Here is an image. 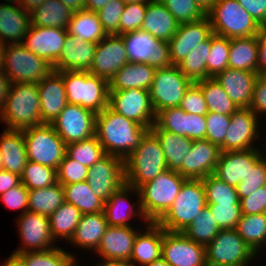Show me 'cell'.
Segmentation results:
<instances>
[{"label":"cell","instance_id":"1","mask_svg":"<svg viewBox=\"0 0 266 266\" xmlns=\"http://www.w3.org/2000/svg\"><path fill=\"white\" fill-rule=\"evenodd\" d=\"M150 129L124 116L109 107L96 114L95 135L105 154L125 160L141 143Z\"/></svg>","mask_w":266,"mask_h":266},{"label":"cell","instance_id":"2","mask_svg":"<svg viewBox=\"0 0 266 266\" xmlns=\"http://www.w3.org/2000/svg\"><path fill=\"white\" fill-rule=\"evenodd\" d=\"M0 123L7 130H18L42 124L37 84L12 83L0 111Z\"/></svg>","mask_w":266,"mask_h":266},{"label":"cell","instance_id":"3","mask_svg":"<svg viewBox=\"0 0 266 266\" xmlns=\"http://www.w3.org/2000/svg\"><path fill=\"white\" fill-rule=\"evenodd\" d=\"M167 169L160 141L149 130L140 145L125 159V182L138 189Z\"/></svg>","mask_w":266,"mask_h":266},{"label":"cell","instance_id":"4","mask_svg":"<svg viewBox=\"0 0 266 266\" xmlns=\"http://www.w3.org/2000/svg\"><path fill=\"white\" fill-rule=\"evenodd\" d=\"M68 104L80 105L95 114L108 107L109 84L89 71H63Z\"/></svg>","mask_w":266,"mask_h":266},{"label":"cell","instance_id":"5","mask_svg":"<svg viewBox=\"0 0 266 266\" xmlns=\"http://www.w3.org/2000/svg\"><path fill=\"white\" fill-rule=\"evenodd\" d=\"M206 15L212 33L228 39L259 35L264 30L237 0H217Z\"/></svg>","mask_w":266,"mask_h":266},{"label":"cell","instance_id":"6","mask_svg":"<svg viewBox=\"0 0 266 266\" xmlns=\"http://www.w3.org/2000/svg\"><path fill=\"white\" fill-rule=\"evenodd\" d=\"M186 180L177 171L167 169L138 188L142 210L149 222L156 223L167 212Z\"/></svg>","mask_w":266,"mask_h":266},{"label":"cell","instance_id":"7","mask_svg":"<svg viewBox=\"0 0 266 266\" xmlns=\"http://www.w3.org/2000/svg\"><path fill=\"white\" fill-rule=\"evenodd\" d=\"M206 205L202 180L187 179L173 204L156 223L165 231L183 232Z\"/></svg>","mask_w":266,"mask_h":266},{"label":"cell","instance_id":"8","mask_svg":"<svg viewBox=\"0 0 266 266\" xmlns=\"http://www.w3.org/2000/svg\"><path fill=\"white\" fill-rule=\"evenodd\" d=\"M205 254L207 266H253L251 264L254 261L262 258L244 242L235 229H221L205 247Z\"/></svg>","mask_w":266,"mask_h":266},{"label":"cell","instance_id":"9","mask_svg":"<svg viewBox=\"0 0 266 266\" xmlns=\"http://www.w3.org/2000/svg\"><path fill=\"white\" fill-rule=\"evenodd\" d=\"M29 161L57 170L66 154V143L51 124H41L22 130Z\"/></svg>","mask_w":266,"mask_h":266},{"label":"cell","instance_id":"10","mask_svg":"<svg viewBox=\"0 0 266 266\" xmlns=\"http://www.w3.org/2000/svg\"><path fill=\"white\" fill-rule=\"evenodd\" d=\"M3 71L12 83L38 84L53 68L45 59L27 50L22 43H17L6 45Z\"/></svg>","mask_w":266,"mask_h":266},{"label":"cell","instance_id":"11","mask_svg":"<svg viewBox=\"0 0 266 266\" xmlns=\"http://www.w3.org/2000/svg\"><path fill=\"white\" fill-rule=\"evenodd\" d=\"M193 81L185 76L178 66L156 68L149 89L150 101L155 114L159 111L179 107L181 100Z\"/></svg>","mask_w":266,"mask_h":266},{"label":"cell","instance_id":"12","mask_svg":"<svg viewBox=\"0 0 266 266\" xmlns=\"http://www.w3.org/2000/svg\"><path fill=\"white\" fill-rule=\"evenodd\" d=\"M121 36L125 42L129 62L147 63L155 68L172 66L168 41L157 39L141 29Z\"/></svg>","mask_w":266,"mask_h":266},{"label":"cell","instance_id":"13","mask_svg":"<svg viewBox=\"0 0 266 266\" xmlns=\"http://www.w3.org/2000/svg\"><path fill=\"white\" fill-rule=\"evenodd\" d=\"M262 123L250 108H238L231 115L225 140L219 146L221 152L261 148L258 143H262Z\"/></svg>","mask_w":266,"mask_h":266},{"label":"cell","instance_id":"14","mask_svg":"<svg viewBox=\"0 0 266 266\" xmlns=\"http://www.w3.org/2000/svg\"><path fill=\"white\" fill-rule=\"evenodd\" d=\"M108 107L117 114L149 129L155 124L156 114L148 90L130 88L109 91Z\"/></svg>","mask_w":266,"mask_h":266},{"label":"cell","instance_id":"15","mask_svg":"<svg viewBox=\"0 0 266 266\" xmlns=\"http://www.w3.org/2000/svg\"><path fill=\"white\" fill-rule=\"evenodd\" d=\"M16 219L21 246L13 254L48 251L58 246L51 235L48 216L26 211Z\"/></svg>","mask_w":266,"mask_h":266},{"label":"cell","instance_id":"16","mask_svg":"<svg viewBox=\"0 0 266 266\" xmlns=\"http://www.w3.org/2000/svg\"><path fill=\"white\" fill-rule=\"evenodd\" d=\"M86 181L93 193L105 203L126 183L125 160L105 154L89 168Z\"/></svg>","mask_w":266,"mask_h":266},{"label":"cell","instance_id":"17","mask_svg":"<svg viewBox=\"0 0 266 266\" xmlns=\"http://www.w3.org/2000/svg\"><path fill=\"white\" fill-rule=\"evenodd\" d=\"M51 125L68 145L95 135L96 114L80 105L67 104Z\"/></svg>","mask_w":266,"mask_h":266},{"label":"cell","instance_id":"18","mask_svg":"<svg viewBox=\"0 0 266 266\" xmlns=\"http://www.w3.org/2000/svg\"><path fill=\"white\" fill-rule=\"evenodd\" d=\"M132 196L136 199L135 201ZM104 214L108 226L132 227L131 221L136 217L142 221L143 225L150 223L143 213L138 189L126 183L104 203Z\"/></svg>","mask_w":266,"mask_h":266},{"label":"cell","instance_id":"19","mask_svg":"<svg viewBox=\"0 0 266 266\" xmlns=\"http://www.w3.org/2000/svg\"><path fill=\"white\" fill-rule=\"evenodd\" d=\"M161 257L170 266H207L205 246L189 239L182 232L163 229Z\"/></svg>","mask_w":266,"mask_h":266},{"label":"cell","instance_id":"20","mask_svg":"<svg viewBox=\"0 0 266 266\" xmlns=\"http://www.w3.org/2000/svg\"><path fill=\"white\" fill-rule=\"evenodd\" d=\"M125 42L121 35H107L97 43L90 73L108 82L128 63Z\"/></svg>","mask_w":266,"mask_h":266},{"label":"cell","instance_id":"21","mask_svg":"<svg viewBox=\"0 0 266 266\" xmlns=\"http://www.w3.org/2000/svg\"><path fill=\"white\" fill-rule=\"evenodd\" d=\"M155 124L161 129L191 140L206 139V117L190 114L180 107H170L156 114Z\"/></svg>","mask_w":266,"mask_h":266},{"label":"cell","instance_id":"22","mask_svg":"<svg viewBox=\"0 0 266 266\" xmlns=\"http://www.w3.org/2000/svg\"><path fill=\"white\" fill-rule=\"evenodd\" d=\"M220 153V147L207 139L193 140L191 150L177 172L185 179L202 180L214 174Z\"/></svg>","mask_w":266,"mask_h":266},{"label":"cell","instance_id":"23","mask_svg":"<svg viewBox=\"0 0 266 266\" xmlns=\"http://www.w3.org/2000/svg\"><path fill=\"white\" fill-rule=\"evenodd\" d=\"M211 34V23L207 15L194 22L179 24L176 33L168 41L172 65L177 66Z\"/></svg>","mask_w":266,"mask_h":266},{"label":"cell","instance_id":"24","mask_svg":"<svg viewBox=\"0 0 266 266\" xmlns=\"http://www.w3.org/2000/svg\"><path fill=\"white\" fill-rule=\"evenodd\" d=\"M67 34L62 28L30 25L22 44L53 66L61 55Z\"/></svg>","mask_w":266,"mask_h":266},{"label":"cell","instance_id":"25","mask_svg":"<svg viewBox=\"0 0 266 266\" xmlns=\"http://www.w3.org/2000/svg\"><path fill=\"white\" fill-rule=\"evenodd\" d=\"M262 155L261 148L221 152L214 175L236 187Z\"/></svg>","mask_w":266,"mask_h":266},{"label":"cell","instance_id":"26","mask_svg":"<svg viewBox=\"0 0 266 266\" xmlns=\"http://www.w3.org/2000/svg\"><path fill=\"white\" fill-rule=\"evenodd\" d=\"M37 86L42 124H52L68 104L63 72L51 71Z\"/></svg>","mask_w":266,"mask_h":266},{"label":"cell","instance_id":"27","mask_svg":"<svg viewBox=\"0 0 266 266\" xmlns=\"http://www.w3.org/2000/svg\"><path fill=\"white\" fill-rule=\"evenodd\" d=\"M146 225L132 227L108 226L101 242L94 252L99 259L130 260L134 239L137 233ZM140 227V228H139Z\"/></svg>","mask_w":266,"mask_h":266},{"label":"cell","instance_id":"28","mask_svg":"<svg viewBox=\"0 0 266 266\" xmlns=\"http://www.w3.org/2000/svg\"><path fill=\"white\" fill-rule=\"evenodd\" d=\"M97 43L82 41L67 34L59 59L52 66L53 70L90 71Z\"/></svg>","mask_w":266,"mask_h":266},{"label":"cell","instance_id":"29","mask_svg":"<svg viewBox=\"0 0 266 266\" xmlns=\"http://www.w3.org/2000/svg\"><path fill=\"white\" fill-rule=\"evenodd\" d=\"M258 73L226 68L214 77L238 108H249Z\"/></svg>","mask_w":266,"mask_h":266},{"label":"cell","instance_id":"30","mask_svg":"<svg viewBox=\"0 0 266 266\" xmlns=\"http://www.w3.org/2000/svg\"><path fill=\"white\" fill-rule=\"evenodd\" d=\"M30 25L31 12L18 3L0 2V41L3 44L22 43Z\"/></svg>","mask_w":266,"mask_h":266},{"label":"cell","instance_id":"31","mask_svg":"<svg viewBox=\"0 0 266 266\" xmlns=\"http://www.w3.org/2000/svg\"><path fill=\"white\" fill-rule=\"evenodd\" d=\"M163 228L150 222L141 229L133 243L130 262L134 266H145L161 258Z\"/></svg>","mask_w":266,"mask_h":266},{"label":"cell","instance_id":"32","mask_svg":"<svg viewBox=\"0 0 266 266\" xmlns=\"http://www.w3.org/2000/svg\"><path fill=\"white\" fill-rule=\"evenodd\" d=\"M108 227V222L103 212L94 214H83L68 244L73 248H79L87 252L97 250L101 239ZM73 245V246H72Z\"/></svg>","mask_w":266,"mask_h":266},{"label":"cell","instance_id":"33","mask_svg":"<svg viewBox=\"0 0 266 266\" xmlns=\"http://www.w3.org/2000/svg\"><path fill=\"white\" fill-rule=\"evenodd\" d=\"M156 68L147 63L128 62L123 65L108 82L109 91L130 88L150 89Z\"/></svg>","mask_w":266,"mask_h":266},{"label":"cell","instance_id":"34","mask_svg":"<svg viewBox=\"0 0 266 266\" xmlns=\"http://www.w3.org/2000/svg\"><path fill=\"white\" fill-rule=\"evenodd\" d=\"M179 23L159 0L147 3L146 14L141 30L157 39L169 41L176 33Z\"/></svg>","mask_w":266,"mask_h":266},{"label":"cell","instance_id":"35","mask_svg":"<svg viewBox=\"0 0 266 266\" xmlns=\"http://www.w3.org/2000/svg\"><path fill=\"white\" fill-rule=\"evenodd\" d=\"M3 130L0 135L3 170L21 176L28 161L23 132Z\"/></svg>","mask_w":266,"mask_h":266},{"label":"cell","instance_id":"36","mask_svg":"<svg viewBox=\"0 0 266 266\" xmlns=\"http://www.w3.org/2000/svg\"><path fill=\"white\" fill-rule=\"evenodd\" d=\"M150 130L160 141L168 169L178 171L191 150L193 140L161 130L156 124Z\"/></svg>","mask_w":266,"mask_h":266},{"label":"cell","instance_id":"37","mask_svg":"<svg viewBox=\"0 0 266 266\" xmlns=\"http://www.w3.org/2000/svg\"><path fill=\"white\" fill-rule=\"evenodd\" d=\"M228 68L258 73V35L230 39Z\"/></svg>","mask_w":266,"mask_h":266},{"label":"cell","instance_id":"38","mask_svg":"<svg viewBox=\"0 0 266 266\" xmlns=\"http://www.w3.org/2000/svg\"><path fill=\"white\" fill-rule=\"evenodd\" d=\"M73 13L60 0H45L31 12V25L67 30Z\"/></svg>","mask_w":266,"mask_h":266},{"label":"cell","instance_id":"39","mask_svg":"<svg viewBox=\"0 0 266 266\" xmlns=\"http://www.w3.org/2000/svg\"><path fill=\"white\" fill-rule=\"evenodd\" d=\"M67 33L92 43H99L107 36L96 12L86 9L73 13L67 26Z\"/></svg>","mask_w":266,"mask_h":266},{"label":"cell","instance_id":"40","mask_svg":"<svg viewBox=\"0 0 266 266\" xmlns=\"http://www.w3.org/2000/svg\"><path fill=\"white\" fill-rule=\"evenodd\" d=\"M235 230L237 231L239 236L244 240V242L257 255H260L265 252L264 250H266V213L242 215L237 223Z\"/></svg>","mask_w":266,"mask_h":266},{"label":"cell","instance_id":"41","mask_svg":"<svg viewBox=\"0 0 266 266\" xmlns=\"http://www.w3.org/2000/svg\"><path fill=\"white\" fill-rule=\"evenodd\" d=\"M82 213L72 204L64 202L49 216L50 232L55 242L68 243L73 237ZM60 239V240H59Z\"/></svg>","mask_w":266,"mask_h":266},{"label":"cell","instance_id":"42","mask_svg":"<svg viewBox=\"0 0 266 266\" xmlns=\"http://www.w3.org/2000/svg\"><path fill=\"white\" fill-rule=\"evenodd\" d=\"M28 197V211L48 217L65 202L63 186L58 182L52 186L29 190Z\"/></svg>","mask_w":266,"mask_h":266},{"label":"cell","instance_id":"43","mask_svg":"<svg viewBox=\"0 0 266 266\" xmlns=\"http://www.w3.org/2000/svg\"><path fill=\"white\" fill-rule=\"evenodd\" d=\"M62 186L65 202L74 205L82 215L104 211V202L93 193L87 181Z\"/></svg>","mask_w":266,"mask_h":266},{"label":"cell","instance_id":"44","mask_svg":"<svg viewBox=\"0 0 266 266\" xmlns=\"http://www.w3.org/2000/svg\"><path fill=\"white\" fill-rule=\"evenodd\" d=\"M196 83L201 87L209 112L232 115L238 109L214 77Z\"/></svg>","mask_w":266,"mask_h":266},{"label":"cell","instance_id":"45","mask_svg":"<svg viewBox=\"0 0 266 266\" xmlns=\"http://www.w3.org/2000/svg\"><path fill=\"white\" fill-rule=\"evenodd\" d=\"M211 49V35L199 43L177 66L193 82L207 78V59Z\"/></svg>","mask_w":266,"mask_h":266},{"label":"cell","instance_id":"46","mask_svg":"<svg viewBox=\"0 0 266 266\" xmlns=\"http://www.w3.org/2000/svg\"><path fill=\"white\" fill-rule=\"evenodd\" d=\"M220 230L209 207L206 205L182 233L194 242L206 247Z\"/></svg>","mask_w":266,"mask_h":266},{"label":"cell","instance_id":"47","mask_svg":"<svg viewBox=\"0 0 266 266\" xmlns=\"http://www.w3.org/2000/svg\"><path fill=\"white\" fill-rule=\"evenodd\" d=\"M207 204H240L235 186L210 174L202 179Z\"/></svg>","mask_w":266,"mask_h":266},{"label":"cell","instance_id":"48","mask_svg":"<svg viewBox=\"0 0 266 266\" xmlns=\"http://www.w3.org/2000/svg\"><path fill=\"white\" fill-rule=\"evenodd\" d=\"M66 154L90 168L105 155V152L97 136L94 135L89 139L66 145Z\"/></svg>","mask_w":266,"mask_h":266},{"label":"cell","instance_id":"49","mask_svg":"<svg viewBox=\"0 0 266 266\" xmlns=\"http://www.w3.org/2000/svg\"><path fill=\"white\" fill-rule=\"evenodd\" d=\"M17 255L23 266H64L72 257L78 256L59 245L48 251L24 252Z\"/></svg>","mask_w":266,"mask_h":266},{"label":"cell","instance_id":"50","mask_svg":"<svg viewBox=\"0 0 266 266\" xmlns=\"http://www.w3.org/2000/svg\"><path fill=\"white\" fill-rule=\"evenodd\" d=\"M20 178L21 183L28 190L52 186L57 183L56 169L29 160Z\"/></svg>","mask_w":266,"mask_h":266},{"label":"cell","instance_id":"51","mask_svg":"<svg viewBox=\"0 0 266 266\" xmlns=\"http://www.w3.org/2000/svg\"><path fill=\"white\" fill-rule=\"evenodd\" d=\"M230 39L211 34V49L207 59V78L216 77L228 68Z\"/></svg>","mask_w":266,"mask_h":266},{"label":"cell","instance_id":"52","mask_svg":"<svg viewBox=\"0 0 266 266\" xmlns=\"http://www.w3.org/2000/svg\"><path fill=\"white\" fill-rule=\"evenodd\" d=\"M266 185V156L262 155L255 164L249 168L244 180L236 185L239 199L250 196L260 187Z\"/></svg>","mask_w":266,"mask_h":266},{"label":"cell","instance_id":"53","mask_svg":"<svg viewBox=\"0 0 266 266\" xmlns=\"http://www.w3.org/2000/svg\"><path fill=\"white\" fill-rule=\"evenodd\" d=\"M179 24L194 22L206 16L195 0H159Z\"/></svg>","mask_w":266,"mask_h":266},{"label":"cell","instance_id":"54","mask_svg":"<svg viewBox=\"0 0 266 266\" xmlns=\"http://www.w3.org/2000/svg\"><path fill=\"white\" fill-rule=\"evenodd\" d=\"M88 171V167L82 165L74 159H71L67 154H65L56 170L57 182L61 185H69L72 183L86 181Z\"/></svg>","mask_w":266,"mask_h":266},{"label":"cell","instance_id":"55","mask_svg":"<svg viewBox=\"0 0 266 266\" xmlns=\"http://www.w3.org/2000/svg\"><path fill=\"white\" fill-rule=\"evenodd\" d=\"M146 9L147 3H126L119 22V35L140 30Z\"/></svg>","mask_w":266,"mask_h":266},{"label":"cell","instance_id":"56","mask_svg":"<svg viewBox=\"0 0 266 266\" xmlns=\"http://www.w3.org/2000/svg\"><path fill=\"white\" fill-rule=\"evenodd\" d=\"M125 4L120 0H110L104 7L96 12L107 35H119V22Z\"/></svg>","mask_w":266,"mask_h":266},{"label":"cell","instance_id":"57","mask_svg":"<svg viewBox=\"0 0 266 266\" xmlns=\"http://www.w3.org/2000/svg\"><path fill=\"white\" fill-rule=\"evenodd\" d=\"M220 229H236L242 216L240 204H207Z\"/></svg>","mask_w":266,"mask_h":266},{"label":"cell","instance_id":"58","mask_svg":"<svg viewBox=\"0 0 266 266\" xmlns=\"http://www.w3.org/2000/svg\"><path fill=\"white\" fill-rule=\"evenodd\" d=\"M206 139L220 146L229 129L231 115L208 112L206 114Z\"/></svg>","mask_w":266,"mask_h":266},{"label":"cell","instance_id":"59","mask_svg":"<svg viewBox=\"0 0 266 266\" xmlns=\"http://www.w3.org/2000/svg\"><path fill=\"white\" fill-rule=\"evenodd\" d=\"M179 107L190 114L206 116L209 112L201 87L196 82L187 89Z\"/></svg>","mask_w":266,"mask_h":266},{"label":"cell","instance_id":"60","mask_svg":"<svg viewBox=\"0 0 266 266\" xmlns=\"http://www.w3.org/2000/svg\"><path fill=\"white\" fill-rule=\"evenodd\" d=\"M28 189L23 183H19L17 186L12 187L5 193L0 194V201L6 208L11 210H21L19 215H22L28 211Z\"/></svg>","mask_w":266,"mask_h":266},{"label":"cell","instance_id":"61","mask_svg":"<svg viewBox=\"0 0 266 266\" xmlns=\"http://www.w3.org/2000/svg\"><path fill=\"white\" fill-rule=\"evenodd\" d=\"M242 215L266 213V185L240 200Z\"/></svg>","mask_w":266,"mask_h":266},{"label":"cell","instance_id":"62","mask_svg":"<svg viewBox=\"0 0 266 266\" xmlns=\"http://www.w3.org/2000/svg\"><path fill=\"white\" fill-rule=\"evenodd\" d=\"M263 122L266 120V75H258L249 107ZM265 114V115H264ZM264 116V117H263ZM262 117L264 119H262Z\"/></svg>","mask_w":266,"mask_h":266},{"label":"cell","instance_id":"63","mask_svg":"<svg viewBox=\"0 0 266 266\" xmlns=\"http://www.w3.org/2000/svg\"><path fill=\"white\" fill-rule=\"evenodd\" d=\"M237 1L263 29H266V0Z\"/></svg>","mask_w":266,"mask_h":266},{"label":"cell","instance_id":"64","mask_svg":"<svg viewBox=\"0 0 266 266\" xmlns=\"http://www.w3.org/2000/svg\"><path fill=\"white\" fill-rule=\"evenodd\" d=\"M258 74L266 75V29L258 35Z\"/></svg>","mask_w":266,"mask_h":266},{"label":"cell","instance_id":"65","mask_svg":"<svg viewBox=\"0 0 266 266\" xmlns=\"http://www.w3.org/2000/svg\"><path fill=\"white\" fill-rule=\"evenodd\" d=\"M21 182L18 174L1 170L0 171V194L5 193L12 187L17 186Z\"/></svg>","mask_w":266,"mask_h":266},{"label":"cell","instance_id":"66","mask_svg":"<svg viewBox=\"0 0 266 266\" xmlns=\"http://www.w3.org/2000/svg\"><path fill=\"white\" fill-rule=\"evenodd\" d=\"M11 80L5 74L4 71H0V111L5 104V100L9 94V90L11 87Z\"/></svg>","mask_w":266,"mask_h":266},{"label":"cell","instance_id":"67","mask_svg":"<svg viewBox=\"0 0 266 266\" xmlns=\"http://www.w3.org/2000/svg\"><path fill=\"white\" fill-rule=\"evenodd\" d=\"M93 266H134L130 261L126 260H107L100 259Z\"/></svg>","mask_w":266,"mask_h":266},{"label":"cell","instance_id":"68","mask_svg":"<svg viewBox=\"0 0 266 266\" xmlns=\"http://www.w3.org/2000/svg\"><path fill=\"white\" fill-rule=\"evenodd\" d=\"M60 1L74 13L85 9L86 0H60Z\"/></svg>","mask_w":266,"mask_h":266},{"label":"cell","instance_id":"69","mask_svg":"<svg viewBox=\"0 0 266 266\" xmlns=\"http://www.w3.org/2000/svg\"><path fill=\"white\" fill-rule=\"evenodd\" d=\"M110 0H86L85 9L93 12L99 11L104 7Z\"/></svg>","mask_w":266,"mask_h":266},{"label":"cell","instance_id":"70","mask_svg":"<svg viewBox=\"0 0 266 266\" xmlns=\"http://www.w3.org/2000/svg\"><path fill=\"white\" fill-rule=\"evenodd\" d=\"M45 0H18L17 3L25 10L32 12L36 7L40 6Z\"/></svg>","mask_w":266,"mask_h":266},{"label":"cell","instance_id":"71","mask_svg":"<svg viewBox=\"0 0 266 266\" xmlns=\"http://www.w3.org/2000/svg\"><path fill=\"white\" fill-rule=\"evenodd\" d=\"M0 266H23L21 258L17 254H10Z\"/></svg>","mask_w":266,"mask_h":266},{"label":"cell","instance_id":"72","mask_svg":"<svg viewBox=\"0 0 266 266\" xmlns=\"http://www.w3.org/2000/svg\"><path fill=\"white\" fill-rule=\"evenodd\" d=\"M195 2L205 13H207L217 0H195Z\"/></svg>","mask_w":266,"mask_h":266},{"label":"cell","instance_id":"73","mask_svg":"<svg viewBox=\"0 0 266 266\" xmlns=\"http://www.w3.org/2000/svg\"><path fill=\"white\" fill-rule=\"evenodd\" d=\"M6 45L0 41V71L4 70V52Z\"/></svg>","mask_w":266,"mask_h":266},{"label":"cell","instance_id":"74","mask_svg":"<svg viewBox=\"0 0 266 266\" xmlns=\"http://www.w3.org/2000/svg\"><path fill=\"white\" fill-rule=\"evenodd\" d=\"M262 129H264V130L262 131V133L264 134V135L262 134V136H264V137H262V141H263V143H262L261 147H263V148H262L263 155L266 156V124H262ZM264 132H265V133H264Z\"/></svg>","mask_w":266,"mask_h":266},{"label":"cell","instance_id":"75","mask_svg":"<svg viewBox=\"0 0 266 266\" xmlns=\"http://www.w3.org/2000/svg\"><path fill=\"white\" fill-rule=\"evenodd\" d=\"M145 266H170L162 257Z\"/></svg>","mask_w":266,"mask_h":266},{"label":"cell","instance_id":"76","mask_svg":"<svg viewBox=\"0 0 266 266\" xmlns=\"http://www.w3.org/2000/svg\"><path fill=\"white\" fill-rule=\"evenodd\" d=\"M80 261L77 257H72L64 266H79ZM81 266V265H80Z\"/></svg>","mask_w":266,"mask_h":266},{"label":"cell","instance_id":"77","mask_svg":"<svg viewBox=\"0 0 266 266\" xmlns=\"http://www.w3.org/2000/svg\"><path fill=\"white\" fill-rule=\"evenodd\" d=\"M120 1L126 4V3H135V2L148 3L150 0H120Z\"/></svg>","mask_w":266,"mask_h":266},{"label":"cell","instance_id":"78","mask_svg":"<svg viewBox=\"0 0 266 266\" xmlns=\"http://www.w3.org/2000/svg\"><path fill=\"white\" fill-rule=\"evenodd\" d=\"M2 154H1V151H0V171L3 170V164H2Z\"/></svg>","mask_w":266,"mask_h":266},{"label":"cell","instance_id":"79","mask_svg":"<svg viewBox=\"0 0 266 266\" xmlns=\"http://www.w3.org/2000/svg\"><path fill=\"white\" fill-rule=\"evenodd\" d=\"M18 0H4L5 3H17Z\"/></svg>","mask_w":266,"mask_h":266}]
</instances>
